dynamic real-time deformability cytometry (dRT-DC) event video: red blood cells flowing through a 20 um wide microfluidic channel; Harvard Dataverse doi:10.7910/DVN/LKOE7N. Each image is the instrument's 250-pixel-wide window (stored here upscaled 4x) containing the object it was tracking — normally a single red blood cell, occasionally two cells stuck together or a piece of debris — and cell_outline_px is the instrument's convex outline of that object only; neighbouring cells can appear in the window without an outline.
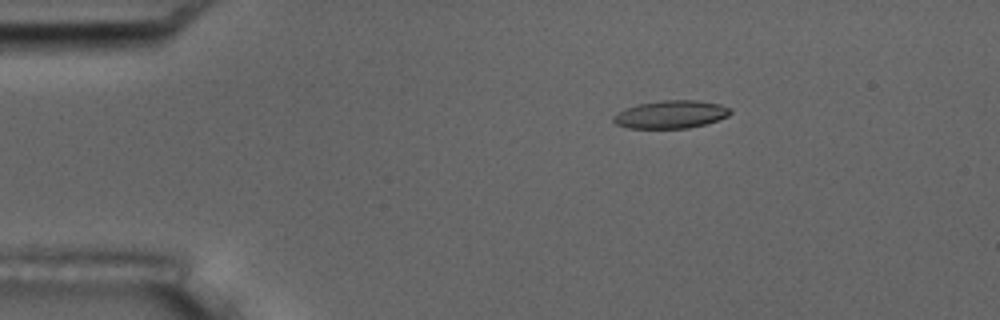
{"species": "common noctule bat (a hibernating species)", "species_latin": "Nyctalus noctula", "temperature_condition": "room temperature", "stored_images_in_passage": 5, "camera_frame_rate_fps": 3000, "um_per_image_px": 0.085, "animal": {"sex": "male", "body_mass_g": 17.5, "forearm_length_mm": 52.3}, "frame": {"image": 1, "passage_image": 3, "time_ms": 2.333, "image_size_px": [1000, 320], "cell_outline_px": [[732, 112], [728, 116], [704, 124], [688, 128], [628, 128], [616, 124], [612, 120], [612, 116], [624, 108], [640, 104], [664, 100], [696, 100], [720, 104], [732, 108]], "centroid_in_image_um": [57.02, 9.72], "position_along_channel_um": 28.0, "area_um2": 18.96}}
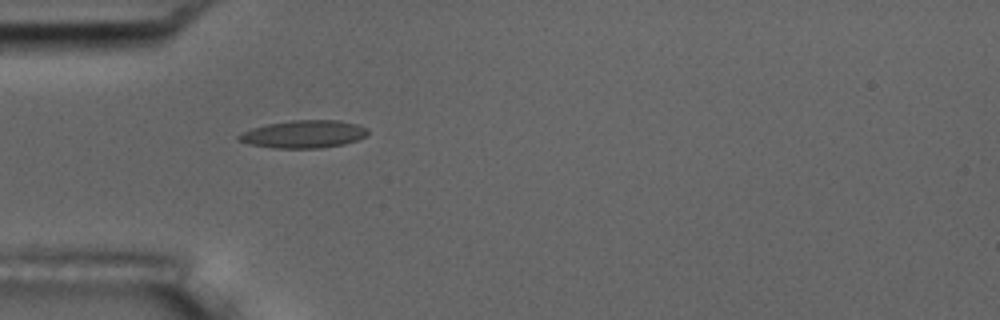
{"frame": {"image": 2, "passage_image": 5, "time_ms": 4.667, "image_size_px": [1000, 320], "cell_outline_px": [[368, 132], [364, 136], [356, 140], [344, 144], [320, 148], [272, 148], [248, 144], [236, 140], [236, 136], [252, 128], [268, 124], [292, 120], [340, 120], [356, 124], [368, 128]], "centroid_in_image_um": [25.79, 11.4], "position_along_channel_um": 59.2, "area_um2": 20.81}}